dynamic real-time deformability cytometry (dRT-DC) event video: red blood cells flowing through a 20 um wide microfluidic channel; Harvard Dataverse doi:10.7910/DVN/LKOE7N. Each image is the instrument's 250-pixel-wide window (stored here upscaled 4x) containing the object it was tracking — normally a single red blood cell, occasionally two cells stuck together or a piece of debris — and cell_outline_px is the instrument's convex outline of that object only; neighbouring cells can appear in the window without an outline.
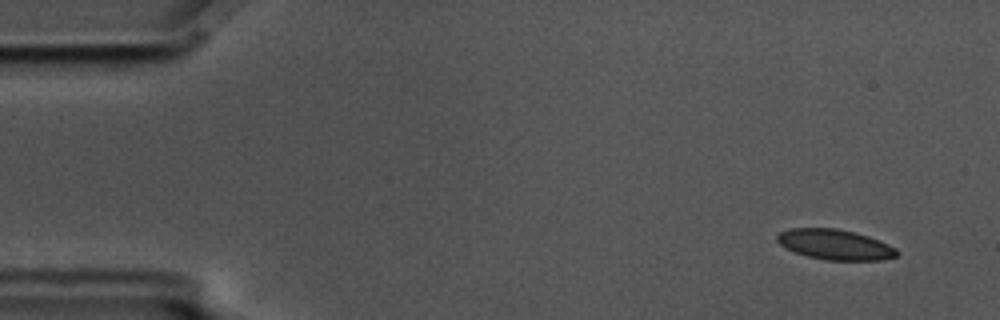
{"species": "common noctule bat (a hibernating species)", "species_latin": "Nyctalus noctula", "temperature_condition": "cold", "stored_images_in_passage": 9, "camera_frame_rate_fps": 3000, "um_per_image_px": 0.085, "animal": {"sex": "male", "body_mass_g": 17.5, "forearm_length_mm": 52.3}, "frame": {"image": 1, "passage_image": 1, "time_ms": 0.0, "image_size_px": [1000, 320], "cell_outline_px": [[900, 256], [880, 260], [828, 260], [808, 256], [796, 252], [780, 244], [776, 240], [776, 236], [780, 232], [788, 228], [836, 228], [868, 236], [888, 244], [896, 248], [900, 252]], "centroid_in_image_um": [71.01, 20.79], "position_along_channel_um": 14.0, "area_um2": 21.04}}